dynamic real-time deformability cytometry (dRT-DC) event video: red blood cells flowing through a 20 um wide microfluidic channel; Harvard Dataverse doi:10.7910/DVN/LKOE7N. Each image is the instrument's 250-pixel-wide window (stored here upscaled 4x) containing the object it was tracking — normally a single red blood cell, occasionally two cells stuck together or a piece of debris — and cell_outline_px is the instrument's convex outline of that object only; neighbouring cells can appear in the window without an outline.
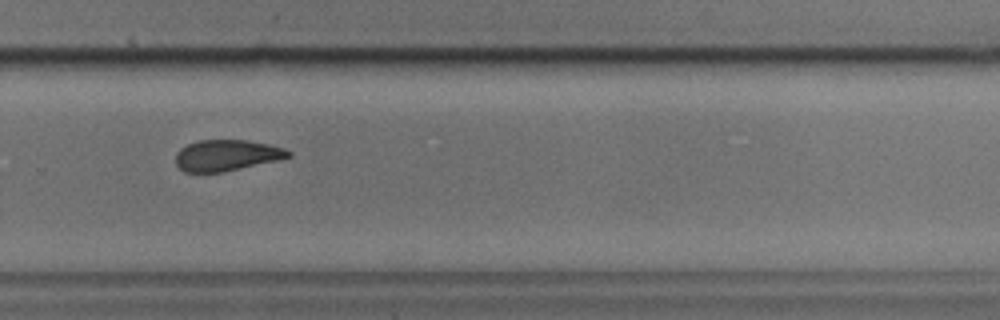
{"species": "common noctule bat (a hibernating species)", "species_latin": "Nyctalus noctula", "temperature_condition": "cold", "stored_images_in_passage": 36, "camera_frame_rate_fps": 3000, "um_per_image_px": 0.085, "animal": {"sex": "male", "body_mass_g": 17.9, "forearm_length_mm": 54.2}, "frame": {"image": 1, "passage_image": 24, "time_ms": 7.667, "image_size_px": [1000, 320], "cell_outline_px": [[292, 156], [280, 160], [224, 172], [184, 172], [176, 164], [176, 152], [180, 148], [188, 144], [200, 140], [248, 140], [268, 144], [284, 148], [292, 152]], "centroid_in_image_um": [19.29, 13.2], "position_along_channel_um": 310.5, "area_um2": 20.58}, "authors_computed_cell_mechanics": {"area_um2": 21.7617, "velocity_mm_per_s": 3.8322, "shape_relaxation_time_tau1_ms": 3.6908, "shape_relaxation_time_tau2_ms": 4.1034, "deformation_change_tau1": 0.1049, "deformation_change_tau2": 0.0878}}